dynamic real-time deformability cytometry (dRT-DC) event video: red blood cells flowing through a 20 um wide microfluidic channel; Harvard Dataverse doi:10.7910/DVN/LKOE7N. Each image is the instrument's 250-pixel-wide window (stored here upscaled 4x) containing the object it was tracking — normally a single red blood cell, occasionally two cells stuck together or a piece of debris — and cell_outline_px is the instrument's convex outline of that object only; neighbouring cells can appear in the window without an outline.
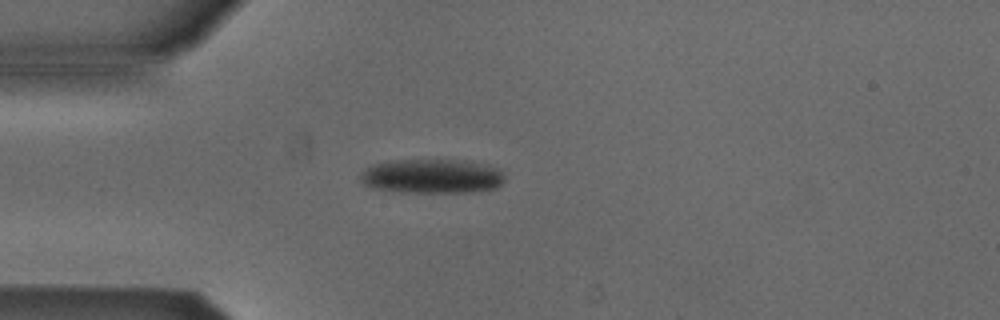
{"species": "Egyptian fruit bat (a non-hibernating species)", "species_latin": "Rousettus aegyptiacus", "temperature_condition": "cold", "stored_images_in_passage": 2, "camera_frame_rate_fps": 3000, "um_per_image_px": 0.085, "animal": {"sex": "male"}, "frame": {"image": 1, "passage_image": 1, "time_ms": 0.0, "image_size_px": [1000, 320], "cell_outline_px": [[504, 180], [496, 188], [468, 192], [404, 192], [372, 188], [364, 184], [360, 180], [360, 176], [368, 168], [376, 164], [396, 160], [452, 160], [480, 164], [500, 168], [504, 176]], "centroid_in_image_um": [36.73, 14.99], "position_along_channel_um": 48.3, "area_um2": 28.38}}